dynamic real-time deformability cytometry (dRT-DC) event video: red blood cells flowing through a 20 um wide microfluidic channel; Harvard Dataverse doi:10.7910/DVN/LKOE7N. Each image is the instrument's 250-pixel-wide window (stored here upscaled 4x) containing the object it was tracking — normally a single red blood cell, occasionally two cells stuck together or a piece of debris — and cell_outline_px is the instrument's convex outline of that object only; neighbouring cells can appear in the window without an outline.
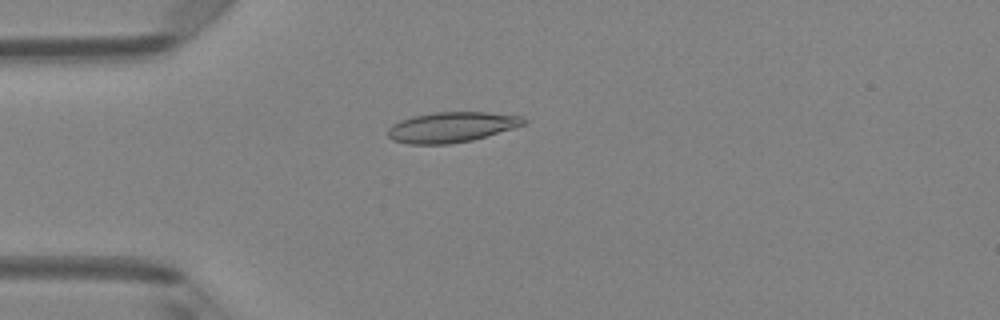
{"species": "Egyptian fruit bat (a non-hibernating species)", "species_latin": "Rousettus aegyptiacus", "temperature_condition": "room temperature", "stored_images_in_passage": 5, "camera_frame_rate_fps": 3000, "um_per_image_px": 0.085, "animal": {"sex": "female"}, "frame": {"image": 1, "passage_image": 4, "time_ms": 1.0, "image_size_px": [1000, 320], "cell_outline_px": [[528, 120], [524, 124], [512, 128], [472, 140], [448, 144], [408, 144], [392, 140], [388, 136], [388, 128], [392, 124], [400, 120], [412, 116], [436, 112], [484, 112], [524, 116]], "centroid_in_image_um": [38.36, 10.8], "position_along_channel_um": 46.6, "area_um2": 23.93}}